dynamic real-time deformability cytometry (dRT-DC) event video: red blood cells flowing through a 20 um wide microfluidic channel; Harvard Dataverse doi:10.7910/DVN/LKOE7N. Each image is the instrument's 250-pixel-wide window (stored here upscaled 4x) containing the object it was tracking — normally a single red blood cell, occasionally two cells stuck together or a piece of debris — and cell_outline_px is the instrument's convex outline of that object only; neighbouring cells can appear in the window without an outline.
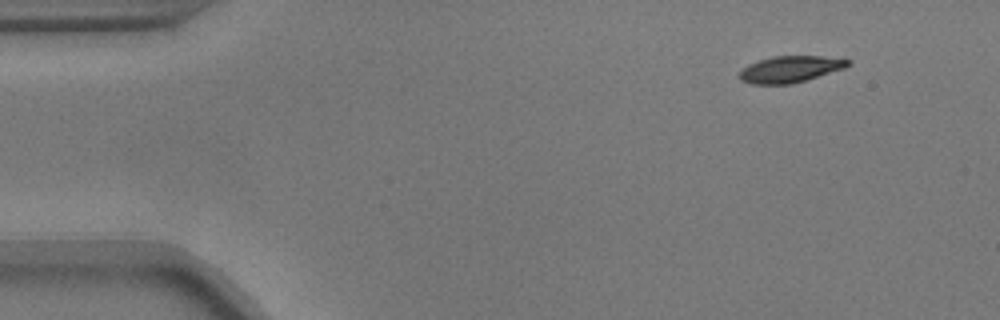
{"species": "common noctule bat (a hibernating species)", "species_latin": "Nyctalus noctula", "temperature_condition": "warm", "stored_images_in_passage": 9, "camera_frame_rate_fps": 3000, "um_per_image_px": 0.085, "animal": {"sex": "male", "body_mass_g": 17.9}, "frame": {"image": 1, "passage_image": 1, "time_ms": 0.0, "image_size_px": [1000, 320], "cell_outline_px": [[852, 60], [844, 68], [792, 84], [752, 84], [740, 80], [740, 72], [748, 64], [772, 56], [820, 56]], "centroid_in_image_um": [67.14, 5.88], "position_along_channel_um": 17.9, "area_um2": 16.47}}